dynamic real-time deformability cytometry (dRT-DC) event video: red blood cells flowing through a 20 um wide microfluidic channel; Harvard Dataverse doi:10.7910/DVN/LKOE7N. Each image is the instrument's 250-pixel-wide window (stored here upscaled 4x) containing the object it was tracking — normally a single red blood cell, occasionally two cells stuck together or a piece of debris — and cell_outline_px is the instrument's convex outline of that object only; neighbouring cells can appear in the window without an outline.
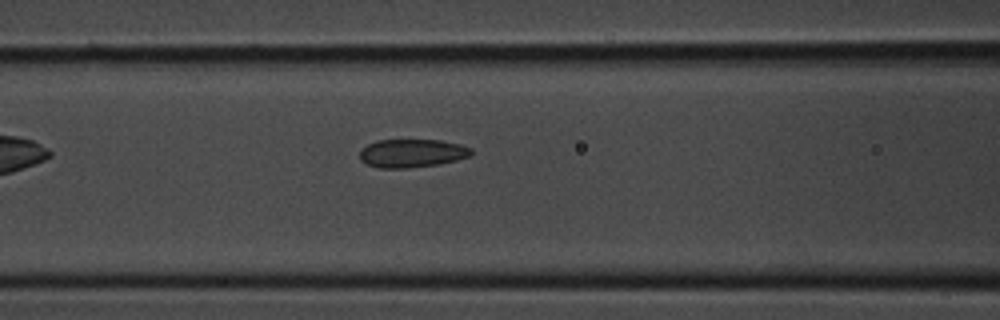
{"species": "common noctule bat (a hibernating species)", "species_latin": "Nyctalus noctula", "temperature_condition": "room temperature", "stored_images_in_passage": 26, "camera_frame_rate_fps": 3000, "um_per_image_px": 0.085, "animal": {"sex": "male", "body_mass_g": 20.1, "forearm_length_mm": 53.5}, "frame": {"image": 1, "passage_image": 4, "time_ms": 1.0, "image_size_px": [1000, 320], "cell_outline_px": [[472, 156], [440, 164], [408, 168], [380, 168], [364, 164], [360, 160], [360, 148], [376, 140], [440, 140], [460, 144], [472, 148]], "centroid_in_image_um": [35.0, 13.03], "position_along_channel_um": 131.6, "area_um2": 18.67}}
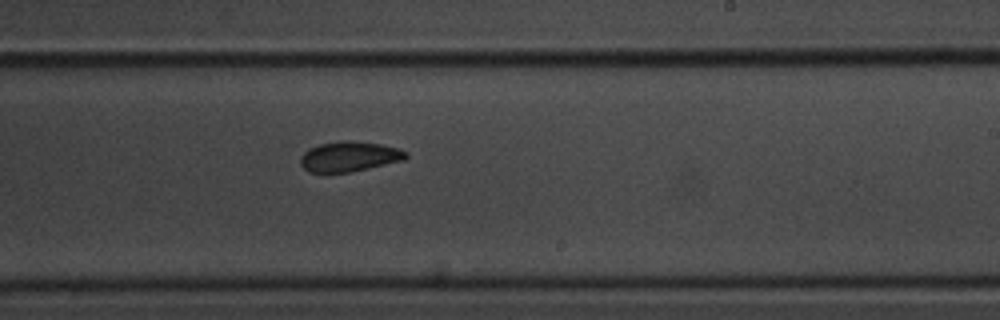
{"frame": {"image": 2, "passage_image": 11, "time_ms": 3.333, "image_size_px": [1000, 320], "cell_outline_px": [[408, 156], [404, 160], [352, 172], [308, 172], [300, 164], [300, 156], [308, 148], [320, 144], [380, 144], [400, 148], [408, 152]], "centroid_in_image_um": [29.7, 13.36], "position_along_channel_um": 259.3, "area_um2": 17.69}}
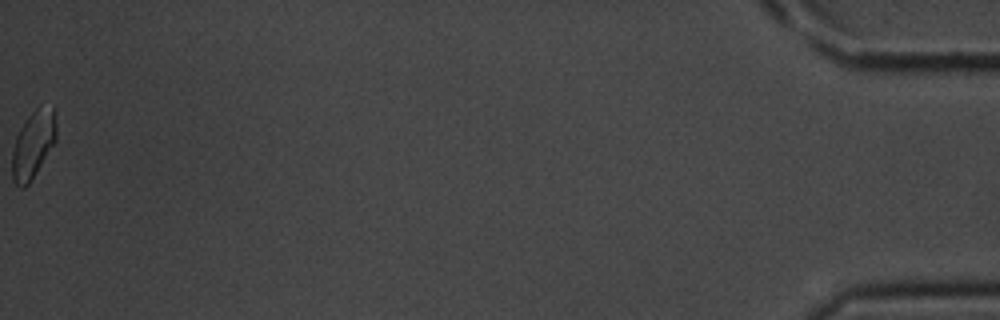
{"frame": {"image": 3, "passage_image": 26, "time_ms": 8.333, "image_size_px": [1000, 320], "cell_outline_px": [[56, 140], [36, 172], [28, 184], [24, 188], [20, 188], [12, 180], [12, 152], [16, 136], [28, 116], [40, 104], [52, 108], [56, 124]], "centroid_in_image_um": [2.8, 12.29], "position_along_channel_um": 432.4, "area_um2": 17.11}}